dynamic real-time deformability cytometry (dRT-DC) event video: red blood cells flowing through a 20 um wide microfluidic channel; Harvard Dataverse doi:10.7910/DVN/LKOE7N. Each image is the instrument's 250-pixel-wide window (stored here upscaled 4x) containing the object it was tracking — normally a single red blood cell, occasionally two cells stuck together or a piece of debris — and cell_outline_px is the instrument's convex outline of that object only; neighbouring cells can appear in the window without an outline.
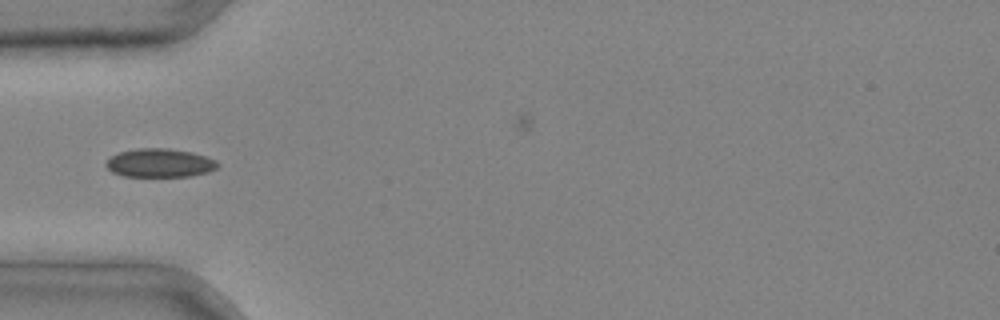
{"species": "common noctule bat (a hibernating species)", "species_latin": "Nyctalus noctula", "temperature_condition": "cold", "stored_images_in_passage": 2, "camera_frame_rate_fps": 3000, "um_per_image_px": 0.085, "animal": {"sex": "male", "body_mass_g": 20.4}, "frame": {"image": 1, "passage_image": 1, "time_ms": 0.0, "image_size_px": [1000, 320], "cell_outline_px": [[220, 164], [216, 168], [208, 172], [188, 176], [124, 176], [112, 172], [104, 164], [112, 156], [120, 152], [140, 148], [168, 148], [192, 152], [216, 160]], "centroid_in_image_um": [13.59, 13.85], "position_along_channel_um": 71.4, "area_um2": 18.44}}